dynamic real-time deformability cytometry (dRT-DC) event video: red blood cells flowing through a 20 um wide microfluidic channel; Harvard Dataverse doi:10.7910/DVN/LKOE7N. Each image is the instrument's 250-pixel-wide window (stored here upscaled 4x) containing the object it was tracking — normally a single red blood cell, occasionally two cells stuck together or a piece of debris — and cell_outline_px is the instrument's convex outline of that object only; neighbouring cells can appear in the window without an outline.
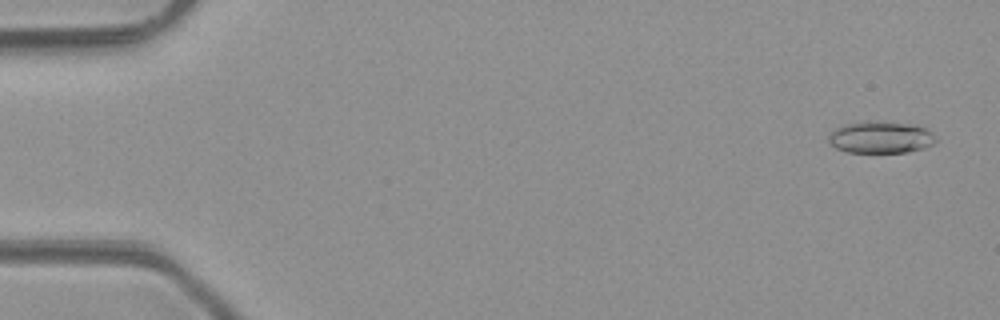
{"species": "common noctule bat (a hibernating species)", "species_latin": "Nyctalus noctula", "temperature_condition": "room temperature", "stored_images_in_passage": 6, "camera_frame_rate_fps": 3000, "um_per_image_px": 0.085, "animal": {"sex": "male", "body_mass_g": 23.1, "forearm_length_mm": 52.7}, "frame": {"image": 1, "passage_image": 6, "time_ms": 6.0, "image_size_px": [1000, 320], "cell_outline_px": [[936, 140], [932, 144], [924, 148], [908, 152], [844, 152], [828, 144], [828, 136], [836, 128], [844, 124], [916, 124], [928, 128], [932, 132]], "centroid_in_image_um": [74.87, 11.72], "position_along_channel_um": 10.1, "area_um2": 19.25}}